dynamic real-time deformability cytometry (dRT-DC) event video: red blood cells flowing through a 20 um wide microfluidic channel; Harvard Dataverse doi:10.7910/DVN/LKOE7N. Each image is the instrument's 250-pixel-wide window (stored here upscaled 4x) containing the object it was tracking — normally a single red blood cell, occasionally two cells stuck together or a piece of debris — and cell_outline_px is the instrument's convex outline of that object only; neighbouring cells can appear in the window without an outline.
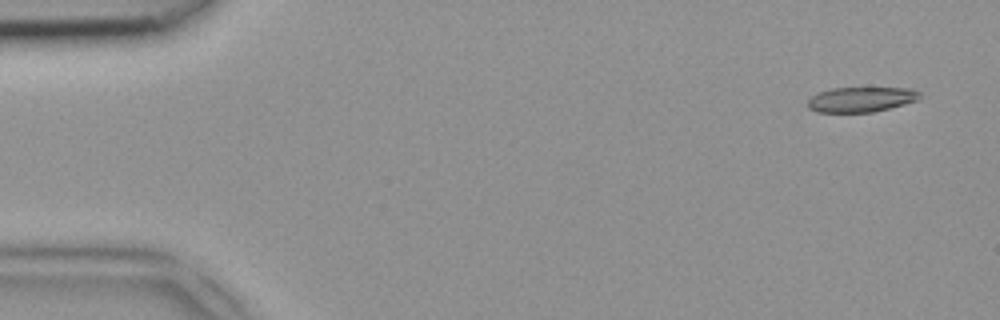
{"species": "common noctule bat (a hibernating species)", "species_latin": "Nyctalus noctula", "temperature_condition": "room temperature", "stored_images_in_passage": 47, "camera_frame_rate_fps": 3000, "um_per_image_px": 0.085, "animal": {"sex": "female", "body_mass_g": 18.4}, "frame": {"image": 1, "passage_image": 2, "time_ms": 0.333, "image_size_px": [1000, 320], "cell_outline_px": [[924, 96], [916, 100], [904, 104], [872, 112], [816, 112], [808, 108], [808, 100], [812, 96], [820, 92], [832, 88], [912, 88], [920, 92]], "centroid_in_image_um": [73.21, 8.45], "position_along_channel_um": 11.8, "area_um2": 16.3}}
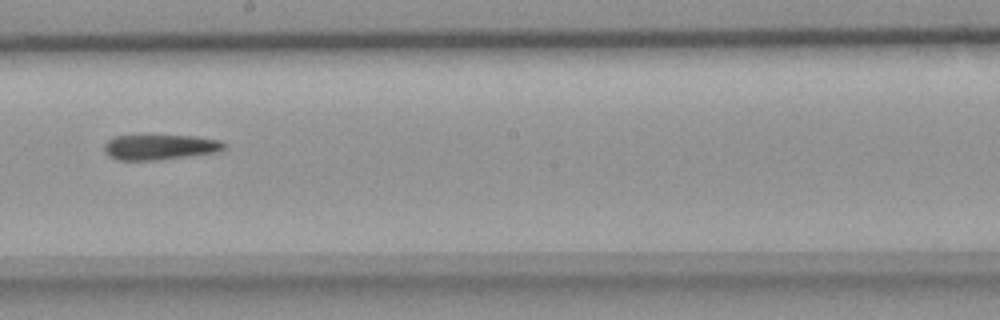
{"frame": {"image": 2, "passage_image": 26, "time_ms": 8.333, "image_size_px": [1000, 320], "cell_outline_px": [[224, 148], [216, 152], [160, 160], [116, 160], [108, 156], [104, 152], [104, 144], [108, 140], [116, 136], [192, 136], [220, 140], [224, 144]], "centroid_in_image_um": [13.54, 12.52], "position_along_channel_um": 234.7, "area_um2": 17.46}}
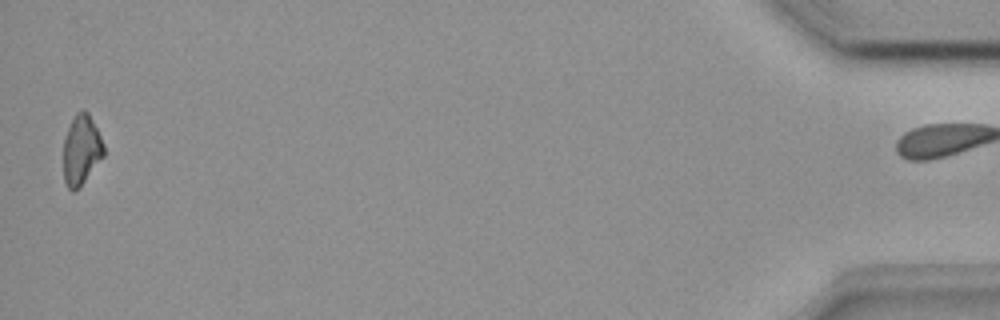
{"frame": {"image": 3, "passage_image": 46, "time_ms": 15.0, "image_size_px": [1000, 320], "cell_outline_px": [[104, 156], [84, 180], [72, 192], [68, 188], [64, 180], [64, 140], [68, 128], [76, 112], [84, 108], [88, 112], [104, 144]], "centroid_in_image_um": [6.91, 12.7], "position_along_channel_um": 428.3, "area_um2": 16.07}}